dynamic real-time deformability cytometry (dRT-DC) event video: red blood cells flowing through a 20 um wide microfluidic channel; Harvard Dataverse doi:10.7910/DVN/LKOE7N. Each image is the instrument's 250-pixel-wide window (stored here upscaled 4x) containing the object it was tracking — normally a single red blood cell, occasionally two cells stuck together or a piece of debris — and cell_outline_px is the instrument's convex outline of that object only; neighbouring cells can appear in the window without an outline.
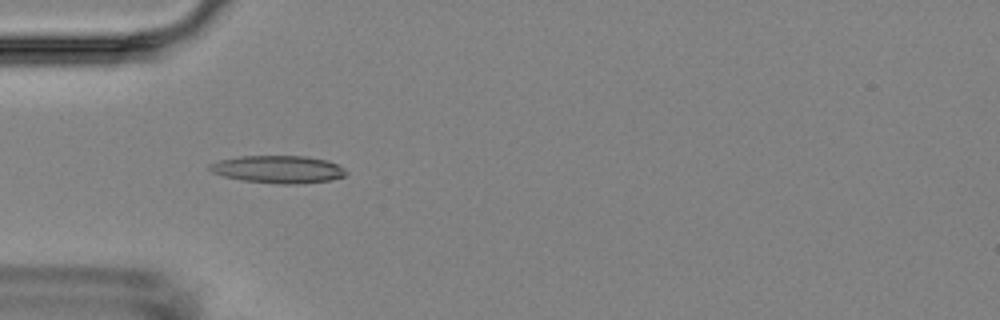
{"species": "Egyptian fruit bat (a non-hibernating species)", "species_latin": "Rousettus aegyptiacus", "temperature_condition": "room temperature", "stored_images_in_passage": 5, "camera_frame_rate_fps": 3000, "um_per_image_px": 0.085, "animal": {"sex": "female"}, "frame": {"image": 1, "passage_image": 4, "time_ms": 4.333, "image_size_px": [1000, 320], "cell_outline_px": [[348, 172], [344, 176], [328, 180], [304, 184], [280, 184], [240, 180], [224, 176], [212, 172], [208, 168], [208, 164], [220, 160], [240, 156], [308, 156], [328, 160], [344, 168]], "centroid_in_image_um": [23.65, 14.39], "position_along_channel_um": 61.4, "area_um2": 22.02}}